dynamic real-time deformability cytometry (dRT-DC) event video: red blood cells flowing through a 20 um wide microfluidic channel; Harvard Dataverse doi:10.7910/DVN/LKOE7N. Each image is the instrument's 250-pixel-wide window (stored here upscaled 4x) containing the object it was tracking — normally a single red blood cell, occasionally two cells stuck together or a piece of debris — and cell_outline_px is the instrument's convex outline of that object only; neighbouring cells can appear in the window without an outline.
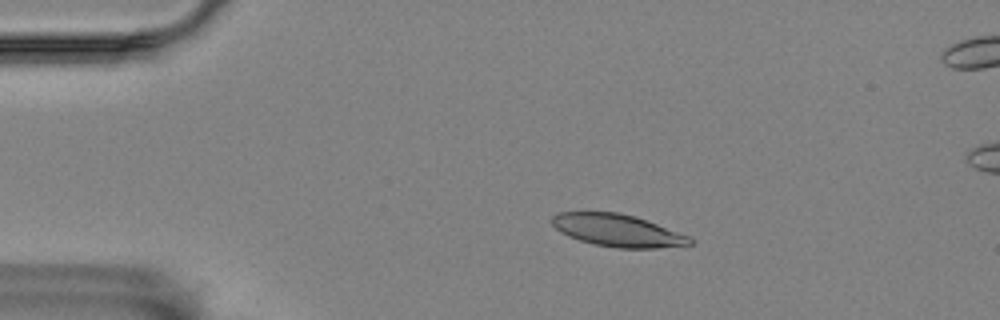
{"species": "Egyptian fruit bat (a non-hibernating species)", "species_latin": "Rousettus aegyptiacus", "temperature_condition": "room temperature", "stored_images_in_passage": 6, "camera_frame_rate_fps": 3000, "um_per_image_px": 0.085, "animal": {"sex": "female"}, "frame": {"image": 1, "passage_image": 4, "time_ms": 1.0, "image_size_px": [1000, 320], "cell_outline_px": [[692, 244], [656, 248], [616, 248], [592, 244], [568, 236], [560, 232], [552, 224], [552, 216], [556, 212], [620, 212], [656, 224], [688, 236], [692, 240]], "centroid_in_image_um": [52.42, 19.59], "position_along_channel_um": 32.6, "area_um2": 25.66}}